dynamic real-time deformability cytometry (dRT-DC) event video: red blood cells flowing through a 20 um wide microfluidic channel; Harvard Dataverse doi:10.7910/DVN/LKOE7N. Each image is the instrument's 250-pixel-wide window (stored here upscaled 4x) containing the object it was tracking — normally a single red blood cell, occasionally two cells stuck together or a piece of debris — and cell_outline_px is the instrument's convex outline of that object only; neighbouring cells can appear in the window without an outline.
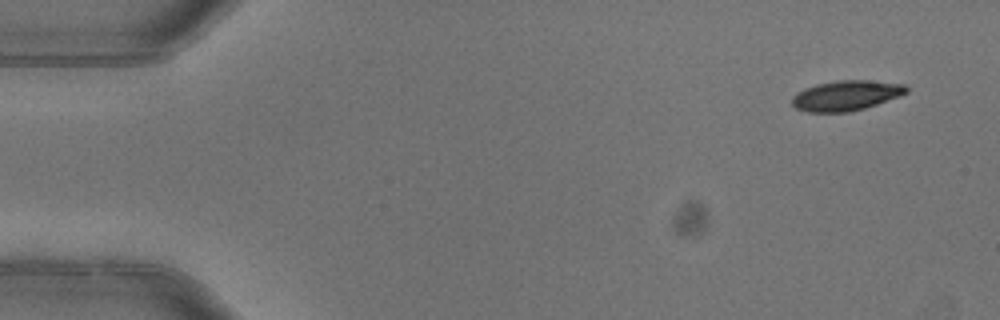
{"species": "common noctule bat (a hibernating species)", "species_latin": "Nyctalus noctula", "temperature_condition": "warm", "stored_images_in_passage": 5, "camera_frame_rate_fps": 3000, "um_per_image_px": 0.085, "animal": {"sex": "female"}, "frame": {"image": 1, "passage_image": 1, "time_ms": 0.0, "image_size_px": [1000, 320], "cell_outline_px": [[908, 92], [900, 96], [864, 108], [848, 112], [808, 112], [796, 108], [792, 104], [792, 96], [796, 92], [804, 88], [816, 84], [836, 80], [868, 80], [904, 84], [908, 88]], "centroid_in_image_um": [71.9, 8.11], "position_along_channel_um": 13.1, "area_um2": 20.11}}
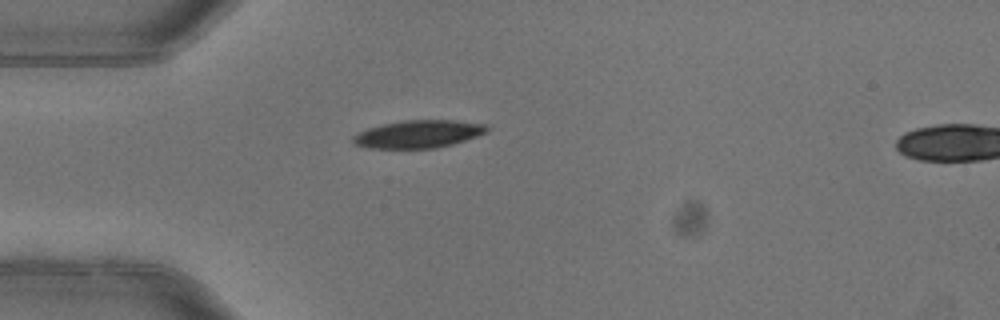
{"frame": {"image": 2, "passage_image": 4, "time_ms": 1.0, "image_size_px": [1000, 320], "cell_outline_px": [[488, 132], [452, 144], [436, 148], [368, 148], [356, 144], [352, 140], [352, 136], [368, 128], [380, 124], [404, 120], [452, 120], [488, 124]], "centroid_in_image_um": [35.57, 11.38], "position_along_channel_um": 49.4, "area_um2": 21.56}}